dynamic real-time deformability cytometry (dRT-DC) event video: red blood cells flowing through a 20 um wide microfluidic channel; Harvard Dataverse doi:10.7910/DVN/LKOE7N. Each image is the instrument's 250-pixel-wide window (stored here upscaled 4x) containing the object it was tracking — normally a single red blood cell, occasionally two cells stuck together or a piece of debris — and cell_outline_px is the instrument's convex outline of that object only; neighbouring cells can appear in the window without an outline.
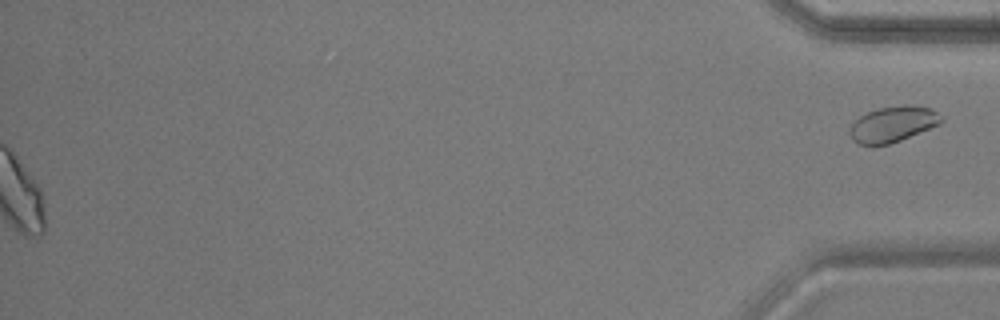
{"species": "common noctule bat (a hibernating species)", "species_latin": "Nyctalus noctula", "temperature_condition": "warm", "stored_images_in_passage": 53, "segment_of_instrument_passage": [2, 2], "camera_frame_rate_fps": 3000, "um_per_image_px": 0.085, "animal": {"sex": "male", "body_mass_g": 17.9, "forearm_length_mm": 54.2}, "frame": {"image": 1, "passage_image": 53, "time_ms": 17.333, "image_size_px": [1000, 320], "cell_outline_px": [[944, 120], [940, 124], [900, 140], [888, 144], [860, 144], [852, 140], [852, 124], [860, 116], [868, 112], [880, 108], [904, 104], [912, 104], [928, 108], [944, 116]], "centroid_in_image_um": [75.96, 10.53], "position_along_channel_um": 359.2, "area_um2": 18.67}}